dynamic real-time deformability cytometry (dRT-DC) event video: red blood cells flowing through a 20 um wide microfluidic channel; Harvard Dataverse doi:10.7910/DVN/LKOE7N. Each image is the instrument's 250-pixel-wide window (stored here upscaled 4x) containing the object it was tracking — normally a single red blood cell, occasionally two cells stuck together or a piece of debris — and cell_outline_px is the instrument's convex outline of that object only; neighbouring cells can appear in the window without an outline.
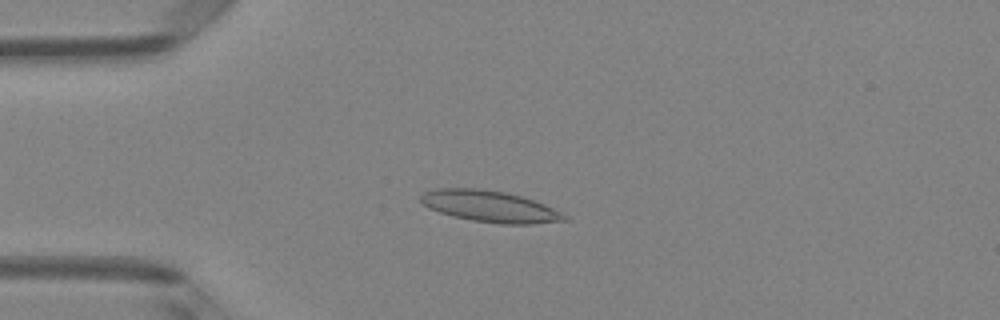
{"species": "Egyptian fruit bat (a non-hibernating species)", "species_latin": "Rousettus aegyptiacus", "temperature_condition": "room temperature", "stored_images_in_passage": 41, "camera_frame_rate_fps": 3000, "um_per_image_px": 0.085, "animal": {"sex": "female"}, "frame": {"image": 1, "passage_image": 4, "time_ms": 1.0, "image_size_px": [1000, 320], "cell_outline_px": [[568, 220], [532, 224], [500, 224], [472, 220], [452, 216], [428, 208], [420, 200], [420, 196], [424, 192], [436, 188], [480, 188], [508, 192], [524, 196], [544, 204], [568, 216]], "centroid_in_image_um": [41.64, 17.53], "position_along_channel_um": 43.4, "area_um2": 26.47}}
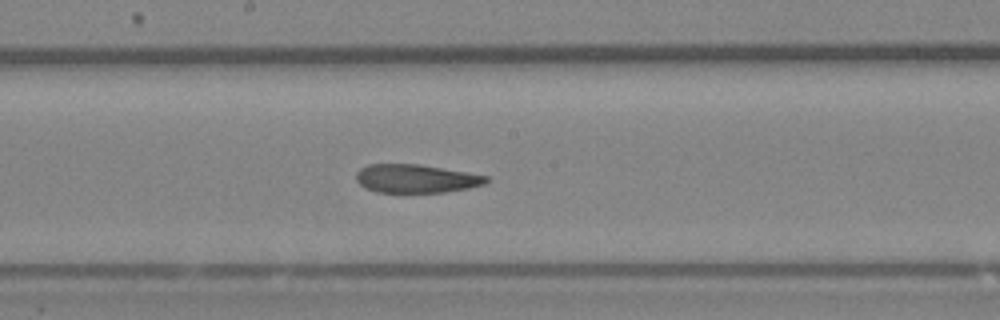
{"frame": {"image": 2, "passage_image": 18, "time_ms": 5.667, "image_size_px": [1000, 320], "cell_outline_px": [[488, 180], [484, 184], [468, 188], [444, 192], [376, 192], [364, 188], [356, 180], [356, 172], [360, 168], [368, 164], [420, 164], [468, 172], [488, 176]], "centroid_in_image_um": [35.33, 15.17], "position_along_channel_um": 212.9, "area_um2": 21.62}}
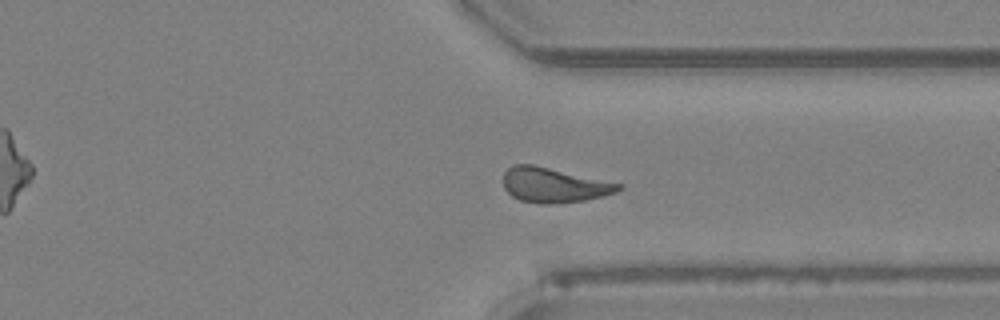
{"frame": {"image": 3, "passage_image": 29, "time_ms": 9.333, "image_size_px": [1000, 320], "cell_outline_px": [[624, 188], [616, 192], [604, 196], [584, 200], [548, 204], [540, 204], [520, 200], [512, 196], [504, 188], [504, 172], [512, 164], [532, 164], [624, 184]], "centroid_in_image_um": [47.1, 15.73], "position_along_channel_um": 364.3, "area_um2": 23.41}, "authors_computed_cell_mechanics": {"area_um2": 23.0044, "velocity_mm_per_s": 4.121, "shape_relaxation_time_tau1_ms": null, "shape_relaxation_time_tau2_ms": 2.9209, "deformation_change_tau1": null, "deformation_change_tau2": 0.0896}}